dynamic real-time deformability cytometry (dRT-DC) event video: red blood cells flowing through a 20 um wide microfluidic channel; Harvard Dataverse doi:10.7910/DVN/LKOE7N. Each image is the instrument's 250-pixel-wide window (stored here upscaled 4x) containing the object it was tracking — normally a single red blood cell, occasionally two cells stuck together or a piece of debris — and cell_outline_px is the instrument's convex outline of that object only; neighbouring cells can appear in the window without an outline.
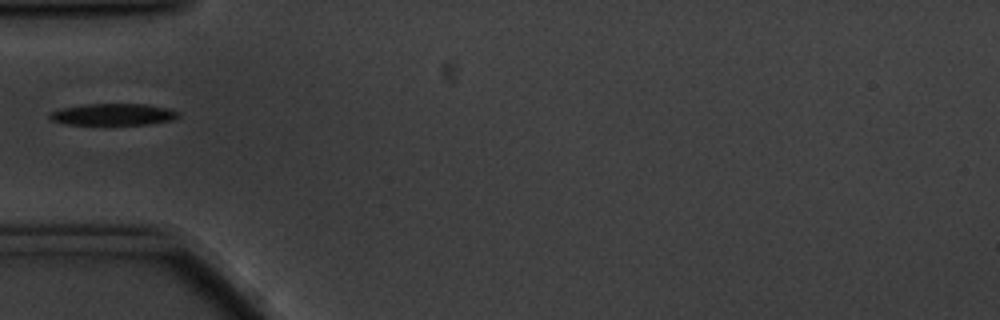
{"species": "common noctule bat (a hibernating species)", "species_latin": "Nyctalus noctula", "temperature_condition": "cold", "stored_images_in_passage": 3, "camera_frame_rate_fps": 3000, "um_per_image_px": 0.085, "animal": {"sex": "male", "body_mass_g": 20.1, "forearm_length_mm": 53.5}, "frame": {"image": 1, "passage_image": 1, "time_ms": 0.0, "image_size_px": [1000, 320], "cell_outline_px": [[180, 116], [172, 120], [148, 124], [104, 128], [64, 124], [52, 120], [48, 116], [52, 112], [60, 108], [84, 104], [148, 104], [168, 108], [180, 112]], "centroid_in_image_um": [9.6, 9.78], "position_along_channel_um": 75.4, "area_um2": 17.46}}